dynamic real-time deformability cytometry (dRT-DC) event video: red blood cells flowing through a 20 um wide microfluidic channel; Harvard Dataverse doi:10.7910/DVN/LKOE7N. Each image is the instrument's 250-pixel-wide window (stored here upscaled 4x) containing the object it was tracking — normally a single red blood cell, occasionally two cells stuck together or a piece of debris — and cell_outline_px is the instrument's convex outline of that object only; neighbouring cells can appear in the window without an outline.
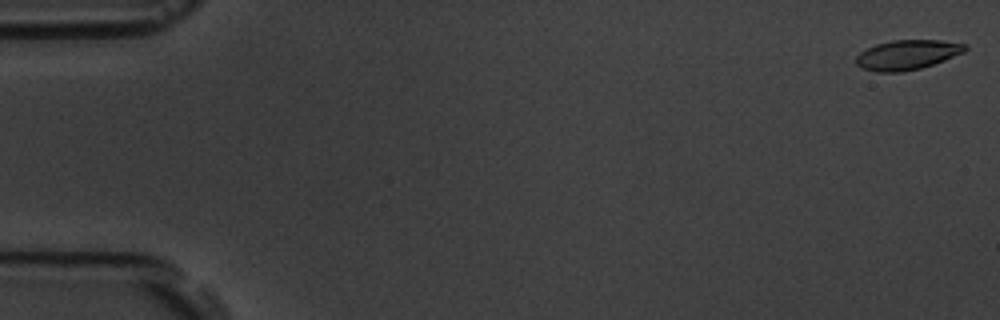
{"species": "common noctule bat (a hibernating species)", "species_latin": "Nyctalus noctula", "temperature_condition": "room temperature", "stored_images_in_passage": 9, "camera_frame_rate_fps": 3000, "um_per_image_px": 0.085, "animal": {"sex": "male", "body_mass_g": 19.5, "forearm_length_mm": 54.6}, "frame": {"image": 1, "passage_image": 1, "time_ms": 0.0, "image_size_px": [1000, 320], "cell_outline_px": [[968, 48], [964, 52], [944, 60], [920, 68], [904, 72], [876, 72], [860, 68], [856, 64], [856, 56], [860, 52], [876, 44], [892, 40], [940, 40], [968, 44]], "centroid_in_image_um": [77.11, 4.66], "position_along_channel_um": 7.9, "area_um2": 18.96}}
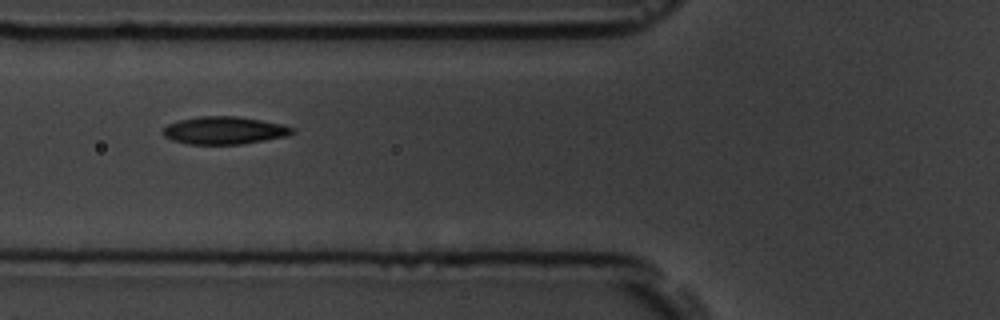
{"frame": {"image": 2, "passage_image": 7, "time_ms": 7.0, "image_size_px": [1000, 320], "cell_outline_px": [[296, 132], [288, 136], [240, 144], [188, 144], [172, 140], [164, 136], [160, 132], [168, 124], [180, 120], [200, 116], [236, 116], [284, 124], [296, 128]], "centroid_in_image_um": [19.09, 11.08], "position_along_channel_um": 106.7, "area_um2": 20.92}}
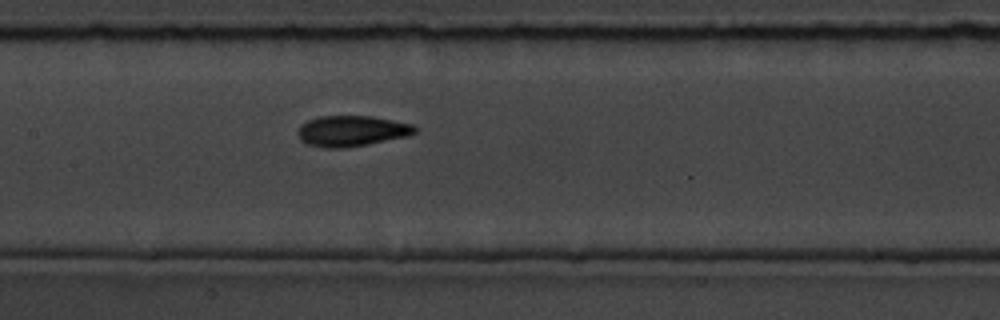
{"frame": {"image": 3, "passage_image": 9, "time_ms": 9.0, "image_size_px": [1000, 320], "cell_outline_px": [[420, 128], [416, 132], [408, 136], [344, 148], [324, 148], [308, 144], [300, 140], [296, 132], [300, 124], [308, 120], [320, 116], [372, 116], [412, 124]], "centroid_in_image_um": [29.87, 11.13], "position_along_channel_um": 177.5, "area_um2": 21.04}}